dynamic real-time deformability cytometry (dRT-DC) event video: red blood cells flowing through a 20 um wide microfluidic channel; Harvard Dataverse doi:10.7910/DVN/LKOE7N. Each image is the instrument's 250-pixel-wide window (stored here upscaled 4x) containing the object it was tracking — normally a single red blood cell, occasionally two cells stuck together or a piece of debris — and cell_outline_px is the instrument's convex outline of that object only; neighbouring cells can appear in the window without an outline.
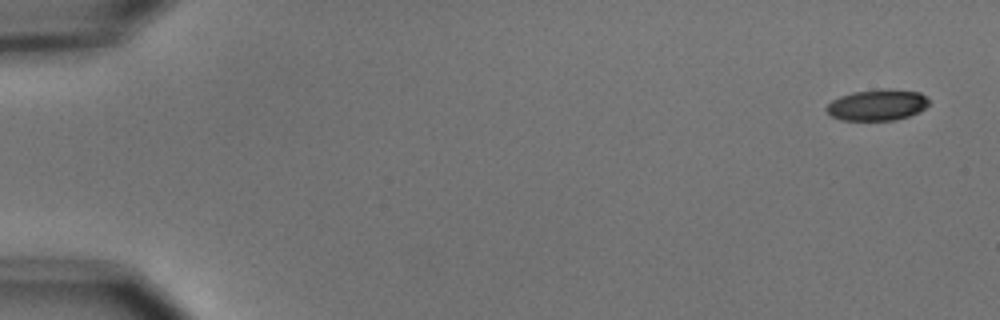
{"species": "common noctule bat (a hibernating species)", "species_latin": "Nyctalus noctula", "temperature_condition": "cold", "stored_images_in_passage": 6, "camera_frame_rate_fps": 3000, "um_per_image_px": 0.085, "animal": {"sex": "male", "body_mass_g": 15.6}, "frame": {"image": 1, "passage_image": 1, "time_ms": 0.0, "image_size_px": [1000, 320], "cell_outline_px": [[928, 104], [924, 108], [908, 116], [892, 120], [840, 120], [832, 116], [824, 108], [832, 100], [840, 96], [852, 92], [884, 88], [888, 88], [920, 92], [928, 100]], "centroid_in_image_um": [74.53, 8.91], "position_along_channel_um": 10.5, "area_um2": 18.5}}
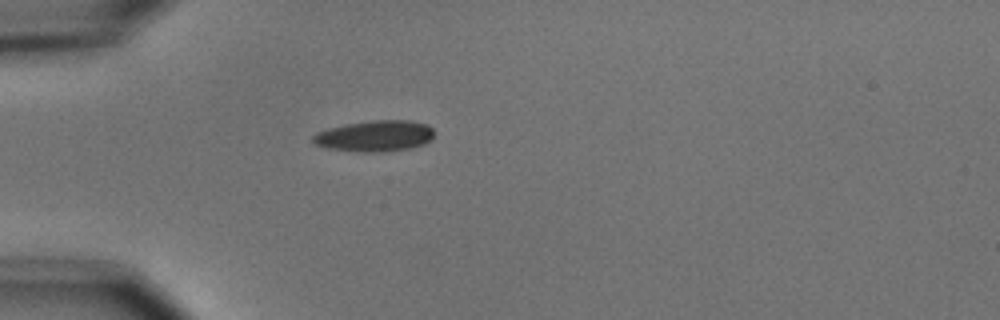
{"frame": {"image": 2, "passage_image": 5, "time_ms": 4.667, "image_size_px": [1000, 320], "cell_outline_px": [[436, 132], [424, 144], [412, 148], [384, 152], [364, 152], [328, 148], [316, 144], [312, 140], [312, 136], [316, 132], [328, 128], [344, 124], [372, 120], [412, 120], [428, 124]], "centroid_in_image_um": [31.89, 11.55], "position_along_channel_um": 53.1, "area_um2": 22.14}}